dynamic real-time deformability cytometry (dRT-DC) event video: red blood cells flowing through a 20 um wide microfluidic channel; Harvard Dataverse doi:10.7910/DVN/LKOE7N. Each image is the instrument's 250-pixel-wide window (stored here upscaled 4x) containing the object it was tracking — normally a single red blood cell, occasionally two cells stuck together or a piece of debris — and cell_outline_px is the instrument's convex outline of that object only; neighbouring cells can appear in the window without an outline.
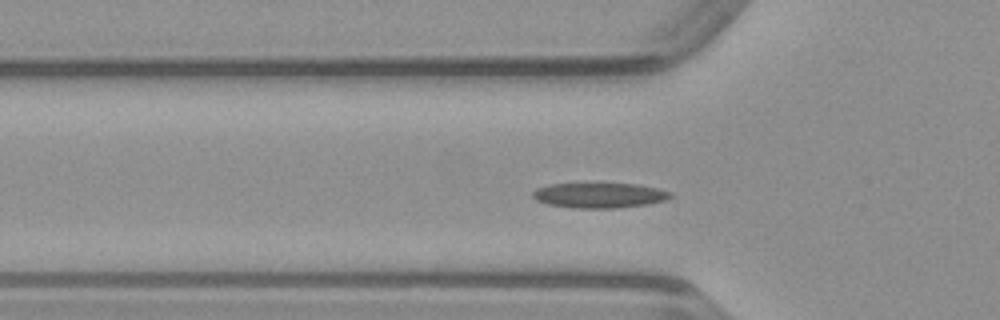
{"species": "common noctule bat (a hibernating species)", "species_latin": "Nyctalus noctula", "temperature_condition": "warm", "stored_images_in_passage": 37, "camera_frame_rate_fps": 3000, "um_per_image_px": 0.085, "animal": {"sex": "male", "body_mass_g": 23.1, "forearm_length_mm": 52.7}, "frame": {"image": 1, "passage_image": 2, "time_ms": 0.333, "image_size_px": [1000, 320], "cell_outline_px": [[672, 196], [664, 200], [648, 204], [616, 208], [576, 208], [548, 204], [536, 200], [532, 196], [532, 192], [536, 188], [548, 184], [636, 184], [656, 188], [672, 192]], "centroid_in_image_um": [50.92, 16.6], "position_along_channel_um": 74.9, "area_um2": 20.0}}
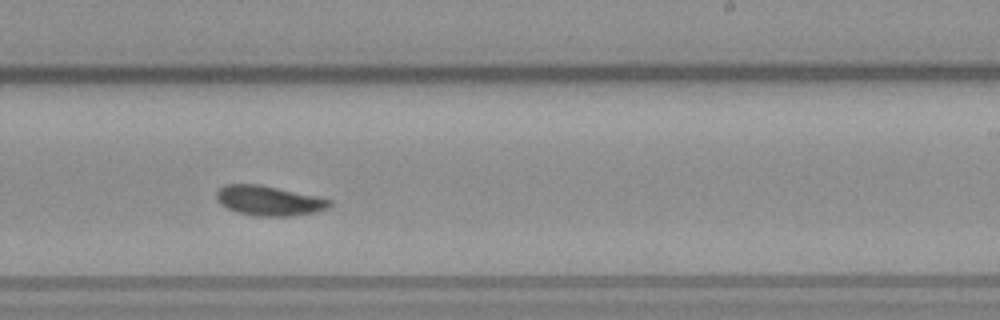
{"frame": {"image": 2, "passage_image": 16, "time_ms": 5.0, "image_size_px": [1000, 320], "cell_outline_px": [[332, 204], [328, 208], [316, 212], [292, 216], [252, 216], [236, 212], [220, 204], [216, 200], [216, 192], [224, 184], [260, 184], [316, 196], [332, 200]], "centroid_in_image_um": [22.84, 17.06], "position_along_channel_um": 266.2, "area_um2": 19.83}}
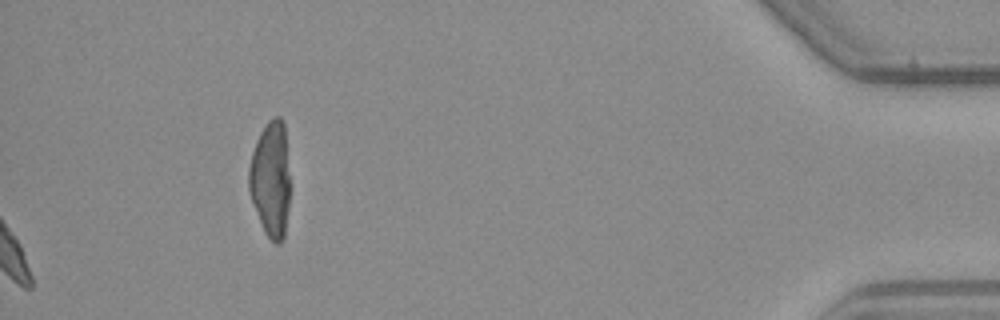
{"frame": {"image": 3, "passage_image": 37, "time_ms": 12.0, "image_size_px": [1000, 320], "cell_outline_px": [[288, 208], [284, 240], [280, 244], [276, 244], [264, 232], [252, 200], [248, 188], [248, 168], [252, 152], [256, 140], [260, 132], [268, 120], [276, 116], [280, 116], [284, 124], [288, 176]], "centroid_in_image_um": [22.98, 15.23], "position_along_channel_um": 412.2, "area_um2": 27.46}}